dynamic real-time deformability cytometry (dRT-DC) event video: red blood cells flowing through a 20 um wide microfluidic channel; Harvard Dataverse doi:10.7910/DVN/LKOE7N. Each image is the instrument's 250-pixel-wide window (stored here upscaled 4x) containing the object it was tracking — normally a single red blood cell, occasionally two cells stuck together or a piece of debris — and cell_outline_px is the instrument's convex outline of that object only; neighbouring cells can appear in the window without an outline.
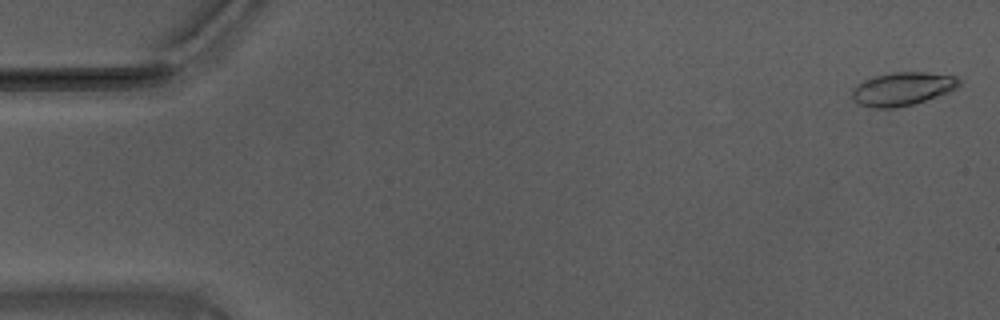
{"species": "Egyptian fruit bat (a non-hibernating species)", "species_latin": "Rousettus aegyptiacus", "temperature_condition": "warm", "stored_images_in_passage": 56, "camera_frame_rate_fps": 3000, "um_per_image_px": 0.085, "animal": {"sex": "male"}, "frame": {"image": 1, "passage_image": 2, "time_ms": 0.333, "image_size_px": [1000, 320], "cell_outline_px": [[960, 84], [956, 88], [948, 92], [912, 104], [892, 108], [872, 108], [860, 104], [852, 100], [852, 88], [856, 84], [864, 80], [876, 76], [892, 72], [928, 72], [956, 76], [960, 80]], "centroid_in_image_um": [76.68, 7.54], "position_along_channel_um": 8.3, "area_um2": 20.69}}
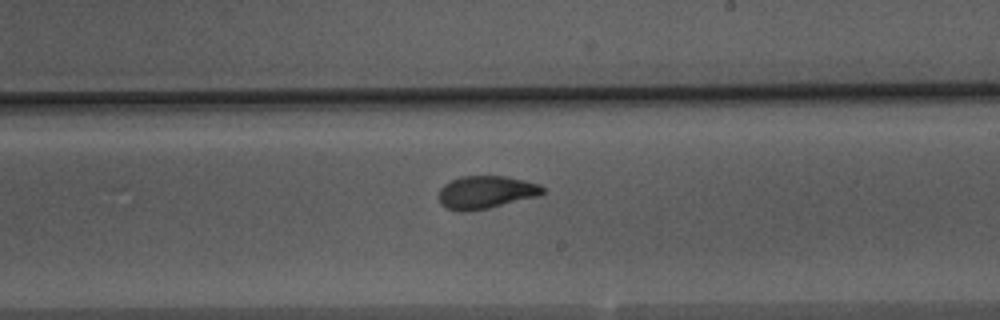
{"frame": {"image": 2, "passage_image": 33, "time_ms": 10.667, "image_size_px": [1000, 320], "cell_outline_px": [[544, 192], [540, 196], [488, 208], [464, 212], [460, 212], [448, 208], [440, 204], [440, 188], [444, 184], [460, 176], [508, 176], [540, 184], [544, 188]], "centroid_in_image_um": [41.33, 16.34], "position_along_channel_um": 247.7, "area_um2": 19.94}}
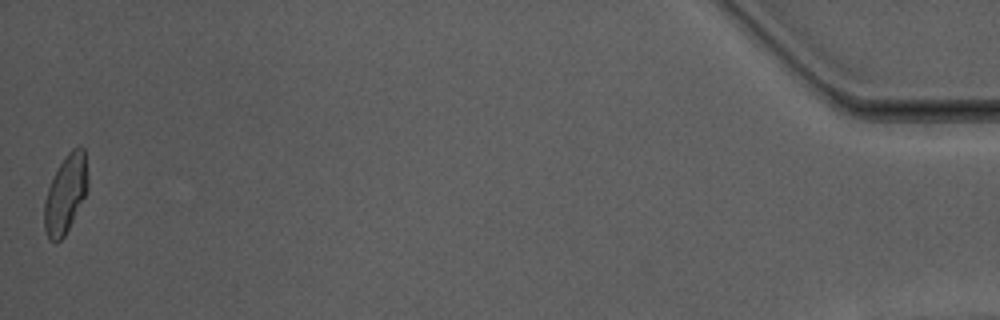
{"frame": {"image": 3, "passage_image": 56, "time_ms": 18.333, "image_size_px": [1000, 320], "cell_outline_px": [[88, 192], [64, 236], [56, 244], [48, 240], [44, 228], [44, 200], [48, 188], [60, 164], [68, 152], [72, 148], [80, 144], [84, 148], [88, 176]], "centroid_in_image_um": [5.59, 16.5], "position_along_channel_um": 429.6, "area_um2": 20.06}, "authors_computed_cell_mechanics": {"area_um2": 19.9988, "velocity_mm_per_s": 3.7099, "shape_relaxation_time_tau1_ms": 4.8694, "shape_relaxation_time_tau2_ms": 1.3758, "deformation_change_tau1": 0.1623, "deformation_change_tau2": 0.066}}